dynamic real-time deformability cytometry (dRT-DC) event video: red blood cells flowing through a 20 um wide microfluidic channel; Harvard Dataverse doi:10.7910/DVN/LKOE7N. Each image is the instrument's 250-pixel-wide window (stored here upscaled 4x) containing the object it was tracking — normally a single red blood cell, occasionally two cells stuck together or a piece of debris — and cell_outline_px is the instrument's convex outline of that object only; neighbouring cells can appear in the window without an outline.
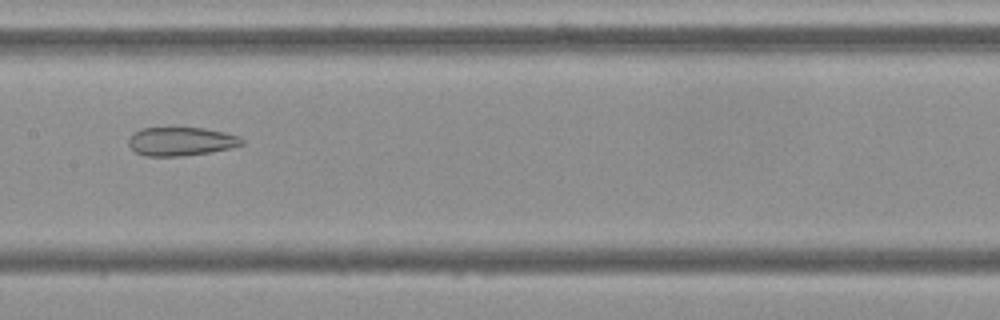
{"species": "Egyptian fruit bat (a non-hibernating species)", "species_latin": "Rousettus aegyptiacus", "temperature_condition": "cold", "stored_images_in_passage": 50, "camera_frame_rate_fps": 3000, "um_per_image_px": 0.085, "frame": {"image": 1, "passage_image": 27, "time_ms": 8.667, "image_size_px": [1000, 320], "cell_outline_px": [[244, 144], [232, 148], [212, 152], [184, 156], [144, 156], [136, 152], [128, 144], [128, 140], [140, 128], [204, 128], [224, 132], [240, 136], [244, 140]], "centroid_in_image_um": [15.44, 12.03], "position_along_channel_um": 192.0, "area_um2": 18.96}}
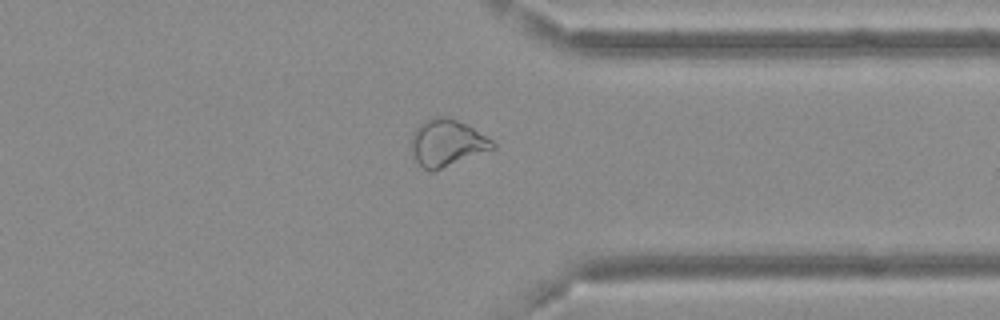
{"frame": {"image": 2, "passage_image": 42, "time_ms": 13.667, "image_size_px": [1000, 320], "cell_outline_px": [[496, 148], [432, 172], [428, 172], [416, 160], [412, 152], [412, 132], [424, 120], [436, 116], [444, 116], [468, 124], [492, 140], [496, 144]], "centroid_in_image_um": [38.0, 12.14], "position_along_channel_um": 373.4, "area_um2": 22.2}}
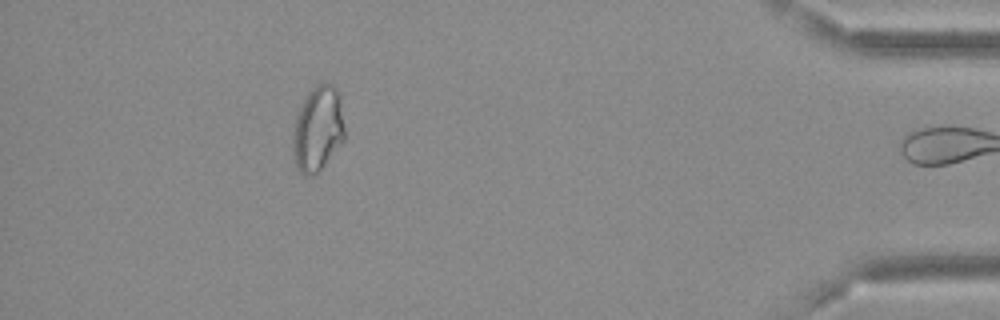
{"frame": {"image": 3, "passage_image": 49, "time_ms": 16.0, "image_size_px": [1000, 320], "cell_outline_px": [[344, 140], [320, 168], [312, 176], [304, 176], [296, 168], [292, 148], [292, 136], [296, 116], [308, 92], [316, 84], [332, 84], [336, 88], [340, 96], [344, 128]], "centroid_in_image_um": [27.0, 10.95], "position_along_channel_um": 408.2, "area_um2": 25.49}, "authors_computed_cell_mechanics": {"area_um2": 23.9581, "velocity_mm_per_s": 3.6858, "shape_relaxation_time_tau1_ms": null, "shape_relaxation_time_tau2_ms": 3.1499, "deformation_change_tau1": null, "deformation_change_tau2": 0.1064}}